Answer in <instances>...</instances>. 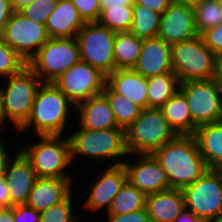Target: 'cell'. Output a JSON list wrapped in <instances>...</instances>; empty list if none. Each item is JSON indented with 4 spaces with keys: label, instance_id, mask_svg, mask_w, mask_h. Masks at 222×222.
Wrapping results in <instances>:
<instances>
[{
    "label": "cell",
    "instance_id": "cell-1",
    "mask_svg": "<svg viewBox=\"0 0 222 222\" xmlns=\"http://www.w3.org/2000/svg\"><path fill=\"white\" fill-rule=\"evenodd\" d=\"M152 155L167 174L171 188L183 189L208 169L194 135H177Z\"/></svg>",
    "mask_w": 222,
    "mask_h": 222
},
{
    "label": "cell",
    "instance_id": "cell-2",
    "mask_svg": "<svg viewBox=\"0 0 222 222\" xmlns=\"http://www.w3.org/2000/svg\"><path fill=\"white\" fill-rule=\"evenodd\" d=\"M75 107L53 83H41L34 98L30 117L17 133L32 128L35 136H63L67 131L66 127L70 125L67 121L76 110Z\"/></svg>",
    "mask_w": 222,
    "mask_h": 222
},
{
    "label": "cell",
    "instance_id": "cell-3",
    "mask_svg": "<svg viewBox=\"0 0 222 222\" xmlns=\"http://www.w3.org/2000/svg\"><path fill=\"white\" fill-rule=\"evenodd\" d=\"M70 142L72 163L76 158L87 157L96 161H109L108 166L122 165L120 157L129 156L126 147L125 129L115 127L110 129L91 130L78 128L68 136ZM77 156V157H76ZM115 159V161H114ZM75 160V161H74Z\"/></svg>",
    "mask_w": 222,
    "mask_h": 222
},
{
    "label": "cell",
    "instance_id": "cell-4",
    "mask_svg": "<svg viewBox=\"0 0 222 222\" xmlns=\"http://www.w3.org/2000/svg\"><path fill=\"white\" fill-rule=\"evenodd\" d=\"M41 83L42 81L28 66L18 74L4 79L3 84L6 87L0 85V103L5 123H12L18 131L27 122Z\"/></svg>",
    "mask_w": 222,
    "mask_h": 222
},
{
    "label": "cell",
    "instance_id": "cell-5",
    "mask_svg": "<svg viewBox=\"0 0 222 222\" xmlns=\"http://www.w3.org/2000/svg\"><path fill=\"white\" fill-rule=\"evenodd\" d=\"M174 74L180 84L219 77L220 60L205 45L201 35L171 45Z\"/></svg>",
    "mask_w": 222,
    "mask_h": 222
},
{
    "label": "cell",
    "instance_id": "cell-6",
    "mask_svg": "<svg viewBox=\"0 0 222 222\" xmlns=\"http://www.w3.org/2000/svg\"><path fill=\"white\" fill-rule=\"evenodd\" d=\"M34 137H37L39 142L25 143L19 150L31 163L36 176L73 179L67 173L68 166L72 164L68 136L46 135Z\"/></svg>",
    "mask_w": 222,
    "mask_h": 222
},
{
    "label": "cell",
    "instance_id": "cell-7",
    "mask_svg": "<svg viewBox=\"0 0 222 222\" xmlns=\"http://www.w3.org/2000/svg\"><path fill=\"white\" fill-rule=\"evenodd\" d=\"M128 154H152L177 134L170 127L161 109L146 108L125 129ZM134 154V155H133Z\"/></svg>",
    "mask_w": 222,
    "mask_h": 222
},
{
    "label": "cell",
    "instance_id": "cell-8",
    "mask_svg": "<svg viewBox=\"0 0 222 222\" xmlns=\"http://www.w3.org/2000/svg\"><path fill=\"white\" fill-rule=\"evenodd\" d=\"M80 60V47L76 37L50 38L27 66L42 83H53Z\"/></svg>",
    "mask_w": 222,
    "mask_h": 222
},
{
    "label": "cell",
    "instance_id": "cell-9",
    "mask_svg": "<svg viewBox=\"0 0 222 222\" xmlns=\"http://www.w3.org/2000/svg\"><path fill=\"white\" fill-rule=\"evenodd\" d=\"M179 90L186 96L192 115V135L197 127L222 120V81H187Z\"/></svg>",
    "mask_w": 222,
    "mask_h": 222
},
{
    "label": "cell",
    "instance_id": "cell-10",
    "mask_svg": "<svg viewBox=\"0 0 222 222\" xmlns=\"http://www.w3.org/2000/svg\"><path fill=\"white\" fill-rule=\"evenodd\" d=\"M182 191L186 211L205 222L222 216V173L219 169L209 168Z\"/></svg>",
    "mask_w": 222,
    "mask_h": 222
},
{
    "label": "cell",
    "instance_id": "cell-11",
    "mask_svg": "<svg viewBox=\"0 0 222 222\" xmlns=\"http://www.w3.org/2000/svg\"><path fill=\"white\" fill-rule=\"evenodd\" d=\"M116 32L98 22L85 23L77 33L81 61L89 63L106 77L115 71Z\"/></svg>",
    "mask_w": 222,
    "mask_h": 222
},
{
    "label": "cell",
    "instance_id": "cell-12",
    "mask_svg": "<svg viewBox=\"0 0 222 222\" xmlns=\"http://www.w3.org/2000/svg\"><path fill=\"white\" fill-rule=\"evenodd\" d=\"M0 38L27 64L50 39L45 25L28 19L20 12L11 14Z\"/></svg>",
    "mask_w": 222,
    "mask_h": 222
},
{
    "label": "cell",
    "instance_id": "cell-13",
    "mask_svg": "<svg viewBox=\"0 0 222 222\" xmlns=\"http://www.w3.org/2000/svg\"><path fill=\"white\" fill-rule=\"evenodd\" d=\"M53 84L77 106L103 92L106 76L89 63L80 60Z\"/></svg>",
    "mask_w": 222,
    "mask_h": 222
},
{
    "label": "cell",
    "instance_id": "cell-14",
    "mask_svg": "<svg viewBox=\"0 0 222 222\" xmlns=\"http://www.w3.org/2000/svg\"><path fill=\"white\" fill-rule=\"evenodd\" d=\"M135 156L137 159L134 160L137 161L133 162L128 159L129 157H126L123 158L122 164L126 170L127 181L131 185L145 195L171 188L166 172L152 154H136Z\"/></svg>",
    "mask_w": 222,
    "mask_h": 222
},
{
    "label": "cell",
    "instance_id": "cell-15",
    "mask_svg": "<svg viewBox=\"0 0 222 222\" xmlns=\"http://www.w3.org/2000/svg\"><path fill=\"white\" fill-rule=\"evenodd\" d=\"M101 173L95 178L87 199L82 204V209L89 210L88 212H99L105 207L107 213L110 209L113 199L120 191L121 187L127 181L126 170L123 165L107 166L101 169Z\"/></svg>",
    "mask_w": 222,
    "mask_h": 222
},
{
    "label": "cell",
    "instance_id": "cell-16",
    "mask_svg": "<svg viewBox=\"0 0 222 222\" xmlns=\"http://www.w3.org/2000/svg\"><path fill=\"white\" fill-rule=\"evenodd\" d=\"M198 35L193 7L172 1L161 15L157 36L173 45Z\"/></svg>",
    "mask_w": 222,
    "mask_h": 222
},
{
    "label": "cell",
    "instance_id": "cell-17",
    "mask_svg": "<svg viewBox=\"0 0 222 222\" xmlns=\"http://www.w3.org/2000/svg\"><path fill=\"white\" fill-rule=\"evenodd\" d=\"M4 177L11 207L26 205L37 176L31 163L20 150L10 160Z\"/></svg>",
    "mask_w": 222,
    "mask_h": 222
},
{
    "label": "cell",
    "instance_id": "cell-18",
    "mask_svg": "<svg viewBox=\"0 0 222 222\" xmlns=\"http://www.w3.org/2000/svg\"><path fill=\"white\" fill-rule=\"evenodd\" d=\"M132 69L146 78L174 73L171 45L158 36L143 39L141 54Z\"/></svg>",
    "mask_w": 222,
    "mask_h": 222
},
{
    "label": "cell",
    "instance_id": "cell-19",
    "mask_svg": "<svg viewBox=\"0 0 222 222\" xmlns=\"http://www.w3.org/2000/svg\"><path fill=\"white\" fill-rule=\"evenodd\" d=\"M74 179L37 177L30 192L27 206L41 213L63 201L71 192Z\"/></svg>",
    "mask_w": 222,
    "mask_h": 222
},
{
    "label": "cell",
    "instance_id": "cell-20",
    "mask_svg": "<svg viewBox=\"0 0 222 222\" xmlns=\"http://www.w3.org/2000/svg\"><path fill=\"white\" fill-rule=\"evenodd\" d=\"M106 84L142 109L148 108L147 78L131 69H116L106 77Z\"/></svg>",
    "mask_w": 222,
    "mask_h": 222
},
{
    "label": "cell",
    "instance_id": "cell-21",
    "mask_svg": "<svg viewBox=\"0 0 222 222\" xmlns=\"http://www.w3.org/2000/svg\"><path fill=\"white\" fill-rule=\"evenodd\" d=\"M150 222H174L186 209L182 189L170 188L146 196Z\"/></svg>",
    "mask_w": 222,
    "mask_h": 222
},
{
    "label": "cell",
    "instance_id": "cell-22",
    "mask_svg": "<svg viewBox=\"0 0 222 222\" xmlns=\"http://www.w3.org/2000/svg\"><path fill=\"white\" fill-rule=\"evenodd\" d=\"M78 126L91 130L119 127L107 98L101 93L75 107Z\"/></svg>",
    "mask_w": 222,
    "mask_h": 222
},
{
    "label": "cell",
    "instance_id": "cell-23",
    "mask_svg": "<svg viewBox=\"0 0 222 222\" xmlns=\"http://www.w3.org/2000/svg\"><path fill=\"white\" fill-rule=\"evenodd\" d=\"M84 25L71 0H58L45 26L50 38H72L77 36Z\"/></svg>",
    "mask_w": 222,
    "mask_h": 222
},
{
    "label": "cell",
    "instance_id": "cell-24",
    "mask_svg": "<svg viewBox=\"0 0 222 222\" xmlns=\"http://www.w3.org/2000/svg\"><path fill=\"white\" fill-rule=\"evenodd\" d=\"M193 135L207 166L219 169L222 166V120L197 127Z\"/></svg>",
    "mask_w": 222,
    "mask_h": 222
},
{
    "label": "cell",
    "instance_id": "cell-25",
    "mask_svg": "<svg viewBox=\"0 0 222 222\" xmlns=\"http://www.w3.org/2000/svg\"><path fill=\"white\" fill-rule=\"evenodd\" d=\"M160 109L177 135H192V115L186 96L180 90Z\"/></svg>",
    "mask_w": 222,
    "mask_h": 222
},
{
    "label": "cell",
    "instance_id": "cell-26",
    "mask_svg": "<svg viewBox=\"0 0 222 222\" xmlns=\"http://www.w3.org/2000/svg\"><path fill=\"white\" fill-rule=\"evenodd\" d=\"M143 39L130 31L116 32L114 40V60L116 69H131L141 54Z\"/></svg>",
    "mask_w": 222,
    "mask_h": 222
},
{
    "label": "cell",
    "instance_id": "cell-27",
    "mask_svg": "<svg viewBox=\"0 0 222 222\" xmlns=\"http://www.w3.org/2000/svg\"><path fill=\"white\" fill-rule=\"evenodd\" d=\"M180 82L174 73L147 78L148 108L160 109L180 88Z\"/></svg>",
    "mask_w": 222,
    "mask_h": 222
},
{
    "label": "cell",
    "instance_id": "cell-28",
    "mask_svg": "<svg viewBox=\"0 0 222 222\" xmlns=\"http://www.w3.org/2000/svg\"><path fill=\"white\" fill-rule=\"evenodd\" d=\"M146 196L142 191L126 181L114 197L106 215H121L143 209L146 204Z\"/></svg>",
    "mask_w": 222,
    "mask_h": 222
},
{
    "label": "cell",
    "instance_id": "cell-29",
    "mask_svg": "<svg viewBox=\"0 0 222 222\" xmlns=\"http://www.w3.org/2000/svg\"><path fill=\"white\" fill-rule=\"evenodd\" d=\"M102 94L107 98L119 127L126 129L143 110L105 84Z\"/></svg>",
    "mask_w": 222,
    "mask_h": 222
},
{
    "label": "cell",
    "instance_id": "cell-30",
    "mask_svg": "<svg viewBox=\"0 0 222 222\" xmlns=\"http://www.w3.org/2000/svg\"><path fill=\"white\" fill-rule=\"evenodd\" d=\"M133 23L130 32L140 39L157 37L161 15L133 2Z\"/></svg>",
    "mask_w": 222,
    "mask_h": 222
},
{
    "label": "cell",
    "instance_id": "cell-31",
    "mask_svg": "<svg viewBox=\"0 0 222 222\" xmlns=\"http://www.w3.org/2000/svg\"><path fill=\"white\" fill-rule=\"evenodd\" d=\"M193 9L195 27L199 35L222 23V10L218 0H202Z\"/></svg>",
    "mask_w": 222,
    "mask_h": 222
},
{
    "label": "cell",
    "instance_id": "cell-32",
    "mask_svg": "<svg viewBox=\"0 0 222 222\" xmlns=\"http://www.w3.org/2000/svg\"><path fill=\"white\" fill-rule=\"evenodd\" d=\"M133 17V7H111L101 9L98 23L115 32L130 31Z\"/></svg>",
    "mask_w": 222,
    "mask_h": 222
},
{
    "label": "cell",
    "instance_id": "cell-33",
    "mask_svg": "<svg viewBox=\"0 0 222 222\" xmlns=\"http://www.w3.org/2000/svg\"><path fill=\"white\" fill-rule=\"evenodd\" d=\"M72 192L61 202L40 213L39 222H79L74 214Z\"/></svg>",
    "mask_w": 222,
    "mask_h": 222
},
{
    "label": "cell",
    "instance_id": "cell-34",
    "mask_svg": "<svg viewBox=\"0 0 222 222\" xmlns=\"http://www.w3.org/2000/svg\"><path fill=\"white\" fill-rule=\"evenodd\" d=\"M26 66L24 59L0 38V77L6 79L18 74Z\"/></svg>",
    "mask_w": 222,
    "mask_h": 222
},
{
    "label": "cell",
    "instance_id": "cell-35",
    "mask_svg": "<svg viewBox=\"0 0 222 222\" xmlns=\"http://www.w3.org/2000/svg\"><path fill=\"white\" fill-rule=\"evenodd\" d=\"M57 3L58 0H35L21 10L20 13L34 22L46 25L48 17L57 6Z\"/></svg>",
    "mask_w": 222,
    "mask_h": 222
},
{
    "label": "cell",
    "instance_id": "cell-36",
    "mask_svg": "<svg viewBox=\"0 0 222 222\" xmlns=\"http://www.w3.org/2000/svg\"><path fill=\"white\" fill-rule=\"evenodd\" d=\"M85 23L98 22L101 15L100 0H71Z\"/></svg>",
    "mask_w": 222,
    "mask_h": 222
},
{
    "label": "cell",
    "instance_id": "cell-37",
    "mask_svg": "<svg viewBox=\"0 0 222 222\" xmlns=\"http://www.w3.org/2000/svg\"><path fill=\"white\" fill-rule=\"evenodd\" d=\"M205 45L215 54V56L222 59V23L207 29L201 34Z\"/></svg>",
    "mask_w": 222,
    "mask_h": 222
},
{
    "label": "cell",
    "instance_id": "cell-38",
    "mask_svg": "<svg viewBox=\"0 0 222 222\" xmlns=\"http://www.w3.org/2000/svg\"><path fill=\"white\" fill-rule=\"evenodd\" d=\"M107 222H150L146 208L121 215H106Z\"/></svg>",
    "mask_w": 222,
    "mask_h": 222
},
{
    "label": "cell",
    "instance_id": "cell-39",
    "mask_svg": "<svg viewBox=\"0 0 222 222\" xmlns=\"http://www.w3.org/2000/svg\"><path fill=\"white\" fill-rule=\"evenodd\" d=\"M15 222H39L40 213L27 205L14 206Z\"/></svg>",
    "mask_w": 222,
    "mask_h": 222
},
{
    "label": "cell",
    "instance_id": "cell-40",
    "mask_svg": "<svg viewBox=\"0 0 222 222\" xmlns=\"http://www.w3.org/2000/svg\"><path fill=\"white\" fill-rule=\"evenodd\" d=\"M2 140L3 139L0 138V177H3L5 175L10 160L18 152L16 150H11L13 152L9 151L6 148L7 144L4 143L6 141Z\"/></svg>",
    "mask_w": 222,
    "mask_h": 222
},
{
    "label": "cell",
    "instance_id": "cell-41",
    "mask_svg": "<svg viewBox=\"0 0 222 222\" xmlns=\"http://www.w3.org/2000/svg\"><path fill=\"white\" fill-rule=\"evenodd\" d=\"M172 0H134V3L145 6L151 11L162 14L170 5Z\"/></svg>",
    "mask_w": 222,
    "mask_h": 222
},
{
    "label": "cell",
    "instance_id": "cell-42",
    "mask_svg": "<svg viewBox=\"0 0 222 222\" xmlns=\"http://www.w3.org/2000/svg\"><path fill=\"white\" fill-rule=\"evenodd\" d=\"M12 13L10 0H0V36Z\"/></svg>",
    "mask_w": 222,
    "mask_h": 222
},
{
    "label": "cell",
    "instance_id": "cell-43",
    "mask_svg": "<svg viewBox=\"0 0 222 222\" xmlns=\"http://www.w3.org/2000/svg\"><path fill=\"white\" fill-rule=\"evenodd\" d=\"M134 0H100L101 9H110L111 7H133Z\"/></svg>",
    "mask_w": 222,
    "mask_h": 222
},
{
    "label": "cell",
    "instance_id": "cell-44",
    "mask_svg": "<svg viewBox=\"0 0 222 222\" xmlns=\"http://www.w3.org/2000/svg\"><path fill=\"white\" fill-rule=\"evenodd\" d=\"M0 202L6 207H11L8 187L6 186L5 177H0Z\"/></svg>",
    "mask_w": 222,
    "mask_h": 222
},
{
    "label": "cell",
    "instance_id": "cell-45",
    "mask_svg": "<svg viewBox=\"0 0 222 222\" xmlns=\"http://www.w3.org/2000/svg\"><path fill=\"white\" fill-rule=\"evenodd\" d=\"M174 222H205L189 211H184Z\"/></svg>",
    "mask_w": 222,
    "mask_h": 222
},
{
    "label": "cell",
    "instance_id": "cell-46",
    "mask_svg": "<svg viewBox=\"0 0 222 222\" xmlns=\"http://www.w3.org/2000/svg\"><path fill=\"white\" fill-rule=\"evenodd\" d=\"M33 1L35 0H10L11 9L13 12H20Z\"/></svg>",
    "mask_w": 222,
    "mask_h": 222
},
{
    "label": "cell",
    "instance_id": "cell-47",
    "mask_svg": "<svg viewBox=\"0 0 222 222\" xmlns=\"http://www.w3.org/2000/svg\"><path fill=\"white\" fill-rule=\"evenodd\" d=\"M0 222H15L14 207H7L0 213Z\"/></svg>",
    "mask_w": 222,
    "mask_h": 222
},
{
    "label": "cell",
    "instance_id": "cell-48",
    "mask_svg": "<svg viewBox=\"0 0 222 222\" xmlns=\"http://www.w3.org/2000/svg\"><path fill=\"white\" fill-rule=\"evenodd\" d=\"M178 3H182L188 6H192L195 7L196 5H198L202 0H172Z\"/></svg>",
    "mask_w": 222,
    "mask_h": 222
},
{
    "label": "cell",
    "instance_id": "cell-49",
    "mask_svg": "<svg viewBox=\"0 0 222 222\" xmlns=\"http://www.w3.org/2000/svg\"><path fill=\"white\" fill-rule=\"evenodd\" d=\"M5 125H6V123H5L2 113H1V103H0V133H3V129L5 131V128H6Z\"/></svg>",
    "mask_w": 222,
    "mask_h": 222
},
{
    "label": "cell",
    "instance_id": "cell-50",
    "mask_svg": "<svg viewBox=\"0 0 222 222\" xmlns=\"http://www.w3.org/2000/svg\"><path fill=\"white\" fill-rule=\"evenodd\" d=\"M219 77H220V79L222 81V59L220 60Z\"/></svg>",
    "mask_w": 222,
    "mask_h": 222
},
{
    "label": "cell",
    "instance_id": "cell-51",
    "mask_svg": "<svg viewBox=\"0 0 222 222\" xmlns=\"http://www.w3.org/2000/svg\"><path fill=\"white\" fill-rule=\"evenodd\" d=\"M209 222H222V216L221 217H217L215 219H212Z\"/></svg>",
    "mask_w": 222,
    "mask_h": 222
},
{
    "label": "cell",
    "instance_id": "cell-52",
    "mask_svg": "<svg viewBox=\"0 0 222 222\" xmlns=\"http://www.w3.org/2000/svg\"><path fill=\"white\" fill-rule=\"evenodd\" d=\"M5 208H7V207L0 202V213H1Z\"/></svg>",
    "mask_w": 222,
    "mask_h": 222
},
{
    "label": "cell",
    "instance_id": "cell-53",
    "mask_svg": "<svg viewBox=\"0 0 222 222\" xmlns=\"http://www.w3.org/2000/svg\"><path fill=\"white\" fill-rule=\"evenodd\" d=\"M218 3H219V6H220V8L222 10V0H218Z\"/></svg>",
    "mask_w": 222,
    "mask_h": 222
}]
</instances>
